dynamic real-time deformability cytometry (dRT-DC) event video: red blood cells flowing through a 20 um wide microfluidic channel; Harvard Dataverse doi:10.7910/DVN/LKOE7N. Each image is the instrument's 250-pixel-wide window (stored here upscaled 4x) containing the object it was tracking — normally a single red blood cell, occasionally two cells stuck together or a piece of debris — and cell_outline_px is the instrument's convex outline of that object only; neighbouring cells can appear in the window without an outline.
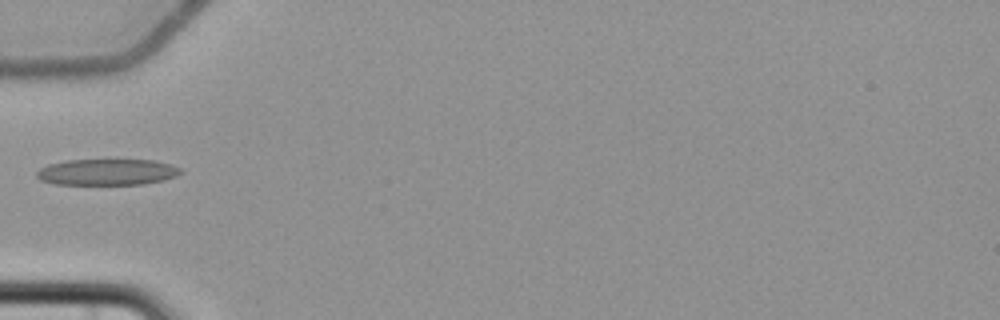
{"species": "common noctule bat (a hibernating species)", "species_latin": "Nyctalus noctula", "temperature_condition": "cold", "stored_images_in_passage": 6, "camera_frame_rate_fps": 3000, "um_per_image_px": 0.085, "animal": {"sex": "female", "body_mass_g": 22.7, "forearm_length_mm": 54.2}, "frame": {"image": 1, "passage_image": 6, "time_ms": 6.0, "image_size_px": [1000, 320], "cell_outline_px": [[184, 172], [176, 176], [164, 180], [144, 184], [52, 184], [40, 180], [36, 176], [36, 172], [40, 168], [48, 164], [68, 160], [152, 160], [172, 164], [180, 168]], "centroid_in_image_um": [9.11, 14.62], "position_along_channel_um": 75.9, "area_um2": 22.08}}